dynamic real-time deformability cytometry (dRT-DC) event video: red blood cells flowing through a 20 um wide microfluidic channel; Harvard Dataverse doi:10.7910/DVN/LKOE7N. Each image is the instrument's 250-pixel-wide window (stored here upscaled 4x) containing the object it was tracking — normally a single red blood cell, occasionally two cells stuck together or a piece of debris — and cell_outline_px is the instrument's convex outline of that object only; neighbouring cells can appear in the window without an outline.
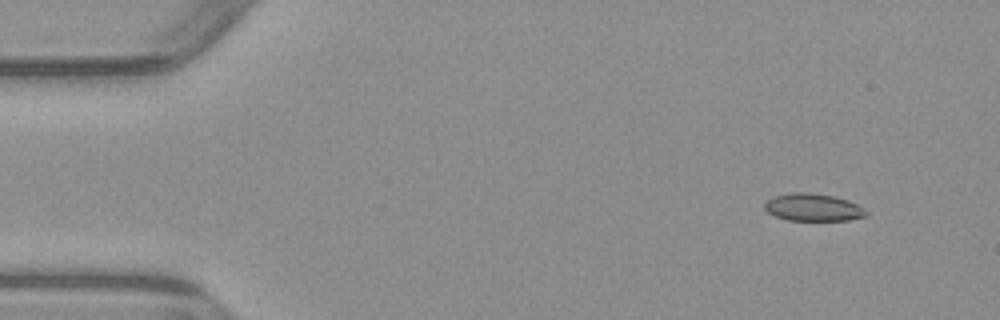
{"species": "common noctule bat (a hibernating species)", "species_latin": "Nyctalus noctula", "temperature_condition": "warm", "stored_images_in_passage": 5, "camera_frame_rate_fps": 3000, "um_per_image_px": 0.085, "animal": {"sex": "male", "body_mass_g": 23.1, "forearm_length_mm": 52.7}, "frame": {"image": 1, "passage_image": 2, "time_ms": 1.333, "image_size_px": [1000, 320], "cell_outline_px": [[868, 212], [864, 216], [848, 220], [788, 220], [776, 216], [768, 212], [764, 208], [764, 200], [772, 196], [792, 192], [808, 192], [832, 196], [848, 200], [856, 204]], "centroid_in_image_um": [69.04, 17.61], "position_along_channel_um": 16.0, "area_um2": 16.18}}
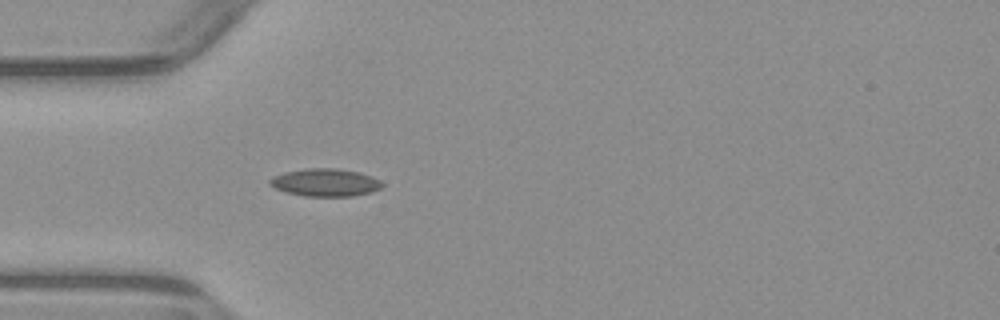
{"frame": {"image": 2, "passage_image": 5, "time_ms": 5.0, "image_size_px": [1000, 320], "cell_outline_px": [[384, 184], [380, 188], [372, 192], [352, 196], [304, 196], [288, 192], [276, 188], [268, 184], [268, 180], [272, 176], [284, 172], [304, 168], [336, 168], [360, 172], [372, 176], [380, 180]], "centroid_in_image_um": [27.65, 15.5], "position_along_channel_um": 57.4, "area_um2": 18.26}}